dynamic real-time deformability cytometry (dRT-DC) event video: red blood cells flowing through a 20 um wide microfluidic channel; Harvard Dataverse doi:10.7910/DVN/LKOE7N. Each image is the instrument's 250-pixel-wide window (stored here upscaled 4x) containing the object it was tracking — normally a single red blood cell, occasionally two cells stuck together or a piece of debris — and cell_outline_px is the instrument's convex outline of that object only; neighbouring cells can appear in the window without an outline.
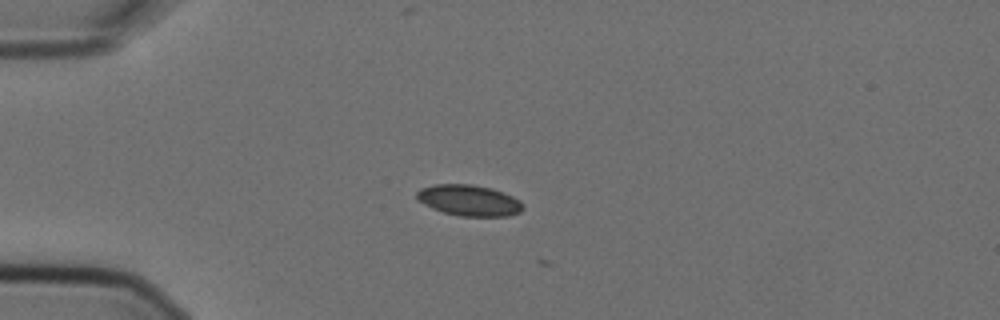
{"species": "Egyptian fruit bat (a non-hibernating species)", "species_latin": "Rousettus aegyptiacus", "temperature_condition": "cold", "stored_images_in_passage": 4, "camera_frame_rate_fps": 3000, "um_per_image_px": 0.085, "animal": {"sex": "female"}, "frame": {"image": 1, "passage_image": 4, "time_ms": 1.0, "image_size_px": [1000, 320], "cell_outline_px": [[524, 208], [520, 212], [508, 216], [460, 216], [444, 212], [432, 208], [416, 200], [416, 192], [420, 188], [432, 184], [472, 184], [492, 188], [512, 196], [520, 200], [524, 204]], "centroid_in_image_um": [39.86, 17.02], "position_along_channel_um": 45.1, "area_um2": 19.36}}